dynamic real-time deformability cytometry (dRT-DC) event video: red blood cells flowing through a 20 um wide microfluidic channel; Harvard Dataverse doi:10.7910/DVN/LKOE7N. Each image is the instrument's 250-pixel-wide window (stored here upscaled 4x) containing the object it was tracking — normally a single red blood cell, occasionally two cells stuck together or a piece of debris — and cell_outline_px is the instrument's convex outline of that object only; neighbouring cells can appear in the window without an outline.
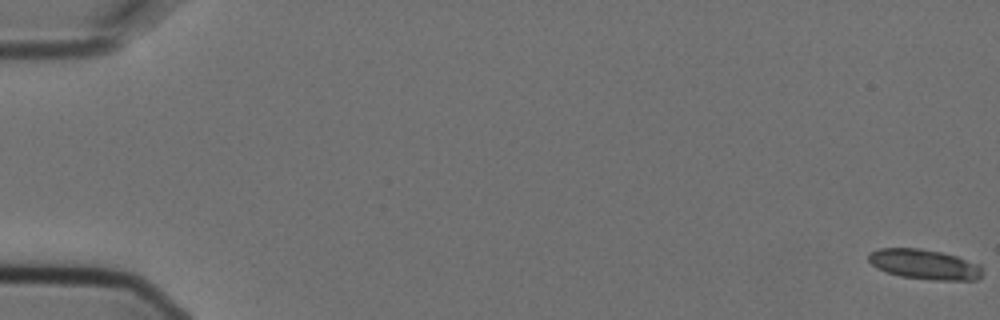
{"species": "Egyptian fruit bat (a non-hibernating species)", "species_latin": "Rousettus aegyptiacus", "temperature_condition": "cold", "stored_images_in_passage": 8, "camera_frame_rate_fps": 3000, "um_per_image_px": 0.085, "animal": {"sex": "female"}, "frame": {"image": 1, "passage_image": 1, "time_ms": 0.0, "image_size_px": [1000, 320], "cell_outline_px": [[984, 272], [976, 280], [936, 280], [900, 276], [876, 268], [868, 260], [868, 252], [880, 248], [920, 248], [940, 252], [956, 256], [980, 264]], "centroid_in_image_um": [78.58, 22.46], "position_along_channel_um": 6.4, "area_um2": 19.94}}
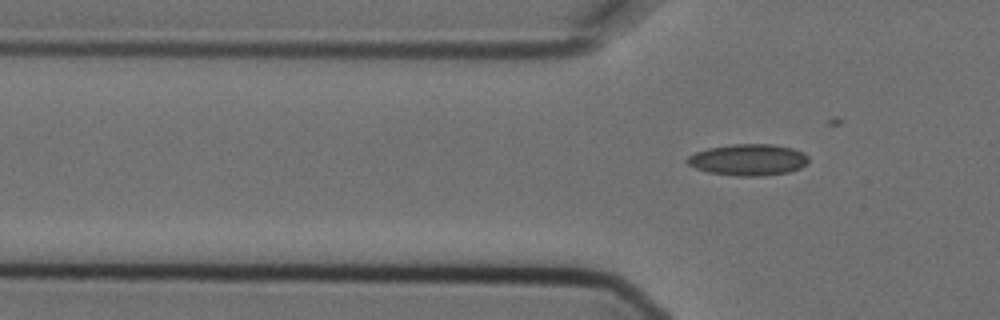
{"frame": {"image": 2, "passage_image": 8, "time_ms": 2.333, "image_size_px": [1000, 320], "cell_outline_px": [[808, 164], [800, 168], [788, 172], [760, 176], [736, 176], [708, 172], [696, 168], [688, 164], [684, 160], [688, 156], [696, 152], [708, 148], [732, 144], [772, 144], [792, 148], [804, 152], [808, 156]], "centroid_in_image_um": [63.61, 13.58], "position_along_channel_um": 62.2, "area_um2": 22.31}}